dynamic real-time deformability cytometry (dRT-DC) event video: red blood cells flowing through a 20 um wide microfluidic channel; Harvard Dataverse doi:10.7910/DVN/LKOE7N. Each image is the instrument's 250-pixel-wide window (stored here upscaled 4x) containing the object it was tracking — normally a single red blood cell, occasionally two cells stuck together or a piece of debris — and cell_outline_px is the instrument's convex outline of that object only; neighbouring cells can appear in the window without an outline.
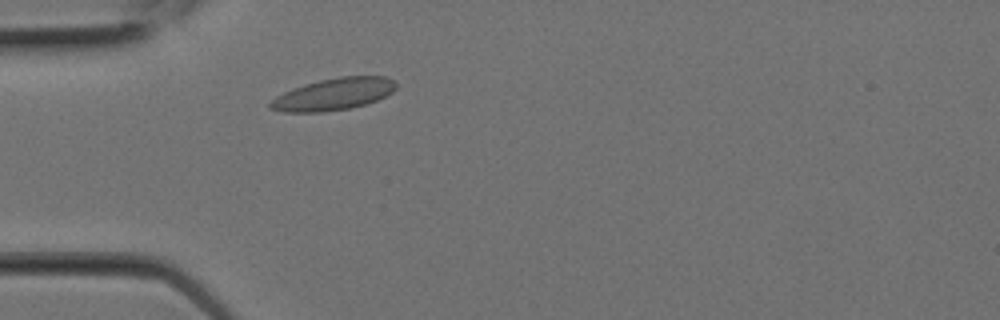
{"species": "Egyptian fruit bat (a non-hibernating species)", "species_latin": "Rousettus aegyptiacus", "temperature_condition": "room temperature", "stored_images_in_passage": 3, "camera_frame_rate_fps": 3000, "um_per_image_px": 0.085, "animal": {"sex": "female"}, "frame": {"image": 1, "passage_image": 3, "time_ms": 0.667, "image_size_px": [1000, 320], "cell_outline_px": [[396, 88], [392, 92], [376, 100], [364, 104], [348, 108], [320, 112], [284, 112], [268, 108], [268, 104], [276, 96], [292, 88], [304, 84], [320, 80], [340, 76], [388, 76], [396, 80]], "centroid_in_image_um": [28.35, 7.99], "position_along_channel_um": 56.7, "area_um2": 23.41}}